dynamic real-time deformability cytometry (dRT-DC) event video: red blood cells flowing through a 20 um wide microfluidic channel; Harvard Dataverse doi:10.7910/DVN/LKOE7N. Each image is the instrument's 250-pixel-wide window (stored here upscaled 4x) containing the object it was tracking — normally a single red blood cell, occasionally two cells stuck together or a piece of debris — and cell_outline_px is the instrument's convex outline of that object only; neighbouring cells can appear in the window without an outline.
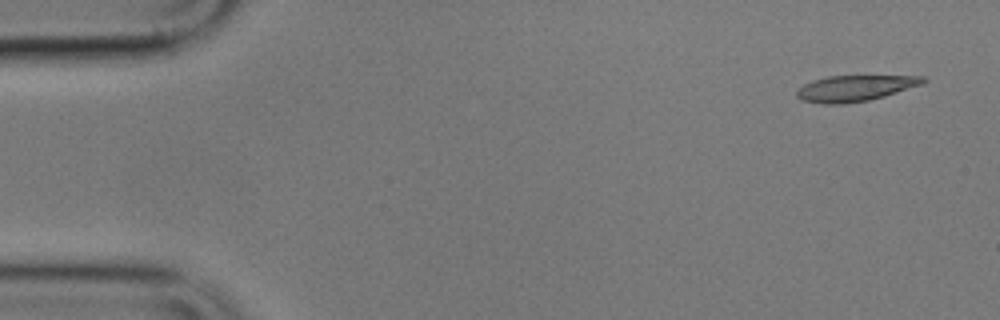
{"species": "common noctule bat (a hibernating species)", "species_latin": "Nyctalus noctula", "temperature_condition": "cold", "stored_images_in_passage": 8, "camera_frame_rate_fps": 3000, "um_per_image_px": 0.085, "animal": {"sex": "male", "body_mass_g": 17.9}, "frame": {"image": 1, "passage_image": 1, "time_ms": 0.0, "image_size_px": [1000, 320], "cell_outline_px": [[928, 80], [924, 84], [884, 96], [868, 100], [840, 104], [820, 104], [800, 100], [796, 96], [796, 92], [804, 84], [812, 80], [828, 76], [928, 76]], "centroid_in_image_um": [72.69, 7.5], "position_along_channel_um": 12.3, "area_um2": 19.19}}
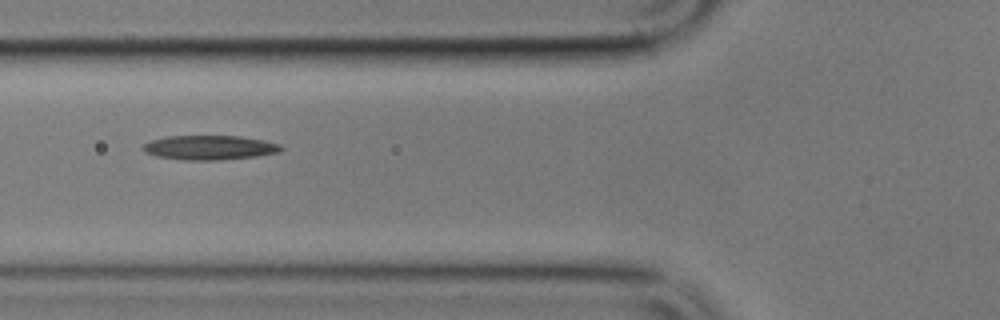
{"frame": {"image": 2, "passage_image": 6, "time_ms": 6.0, "image_size_px": [1000, 320], "cell_outline_px": [[284, 148], [280, 152], [256, 156], [220, 160], [184, 160], [156, 156], [144, 152], [144, 144], [152, 140], [168, 136], [240, 136], [264, 140], [280, 144]], "centroid_in_image_um": [17.85, 12.54], "position_along_channel_um": 108.0, "area_um2": 19.59}}
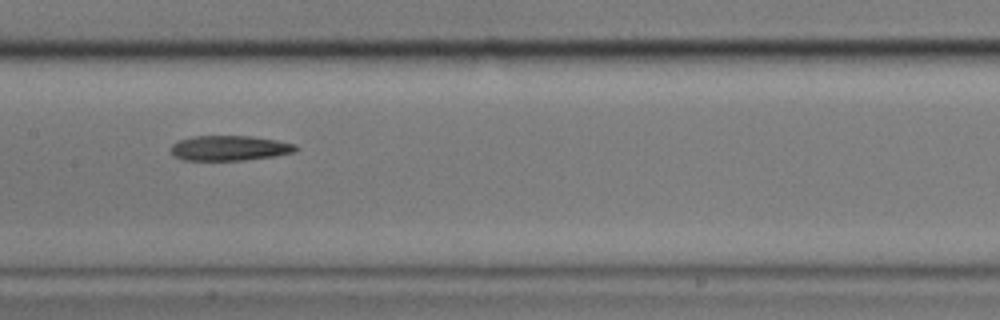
{"frame": {"image": 3, "passage_image": 8, "time_ms": 8.333, "image_size_px": [1000, 320], "cell_outline_px": [[300, 148], [296, 152], [276, 156], [244, 160], [184, 160], [172, 156], [172, 144], [180, 140], [192, 136], [248, 136], [276, 140], [296, 144]], "centroid_in_image_um": [19.55, 12.59], "position_along_channel_um": 187.9, "area_um2": 18.32}}